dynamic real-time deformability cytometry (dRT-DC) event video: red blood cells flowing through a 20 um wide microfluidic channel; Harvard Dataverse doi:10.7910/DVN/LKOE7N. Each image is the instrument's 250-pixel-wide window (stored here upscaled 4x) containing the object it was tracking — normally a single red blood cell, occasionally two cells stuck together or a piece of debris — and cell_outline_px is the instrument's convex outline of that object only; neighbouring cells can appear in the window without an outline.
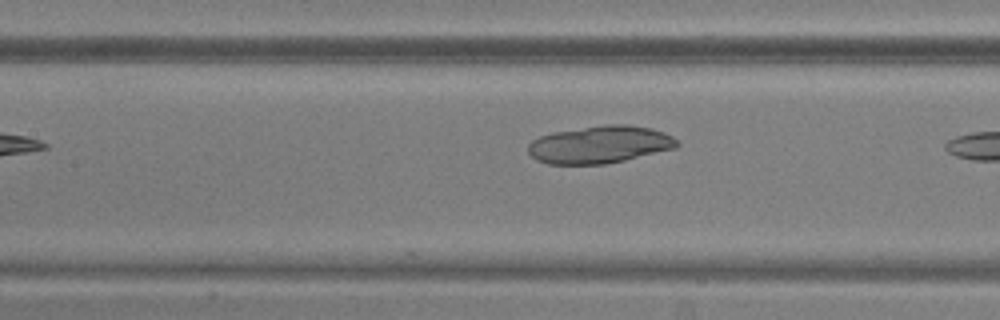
{"species": "common noctule bat (a hibernating species)", "species_latin": "Nyctalus noctula", "temperature_condition": "warm", "stored_images_in_passage": 6, "camera_frame_rate_fps": 3000, "um_per_image_px": 0.085, "animal": {"sex": "male", "body_mass_g": 20.5, "forearm_length_mm": 52.5}, "frame": {"image": 1, "passage_image": 5, "time_ms": 4.667, "image_size_px": [1000, 320], "cell_outline_px": [[680, 144], [676, 148], [624, 160], [604, 164], [548, 164], [536, 160], [528, 152], [528, 144], [532, 140], [540, 136], [552, 132], [608, 124], [628, 124], [652, 128], [664, 132], [672, 136]], "centroid_in_image_um": [50.98, 12.28], "position_along_channel_um": 156.4, "area_um2": 32.54}}